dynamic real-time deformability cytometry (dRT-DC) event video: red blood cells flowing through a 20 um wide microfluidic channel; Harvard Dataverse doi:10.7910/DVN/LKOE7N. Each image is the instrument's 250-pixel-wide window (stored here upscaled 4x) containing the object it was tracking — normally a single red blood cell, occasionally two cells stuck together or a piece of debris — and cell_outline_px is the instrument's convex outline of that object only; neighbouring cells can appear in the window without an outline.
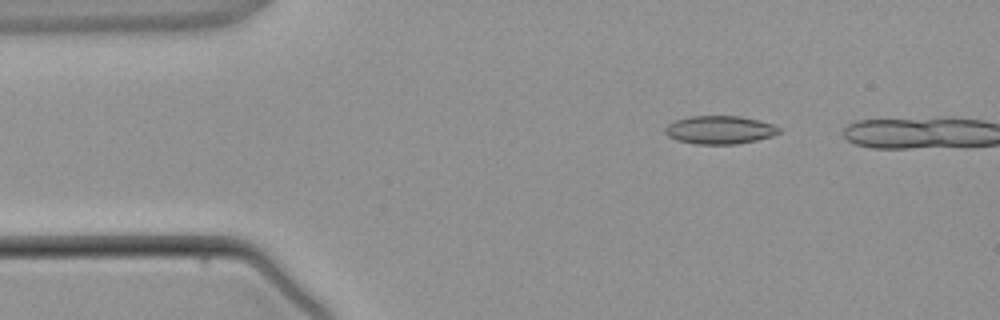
{"species": "common noctule bat (a hibernating species)", "species_latin": "Nyctalus noctula", "temperature_condition": "warm", "stored_images_in_passage": 2, "camera_frame_rate_fps": 3000, "um_per_image_px": 0.085, "animal": {"sex": "male", "body_mass_g": 21.5, "forearm_length_mm": 52.0}, "frame": {"image": 1, "passage_image": 1, "time_ms": 0.0, "image_size_px": [1000, 320], "cell_outline_px": [[780, 132], [772, 136], [756, 140], [736, 144], [696, 144], [676, 140], [668, 136], [664, 132], [664, 128], [668, 124], [676, 120], [692, 116], [740, 116], [772, 124], [780, 128]], "centroid_in_image_um": [61.15, 11.04], "position_along_channel_um": 23.9, "area_um2": 18.61}}